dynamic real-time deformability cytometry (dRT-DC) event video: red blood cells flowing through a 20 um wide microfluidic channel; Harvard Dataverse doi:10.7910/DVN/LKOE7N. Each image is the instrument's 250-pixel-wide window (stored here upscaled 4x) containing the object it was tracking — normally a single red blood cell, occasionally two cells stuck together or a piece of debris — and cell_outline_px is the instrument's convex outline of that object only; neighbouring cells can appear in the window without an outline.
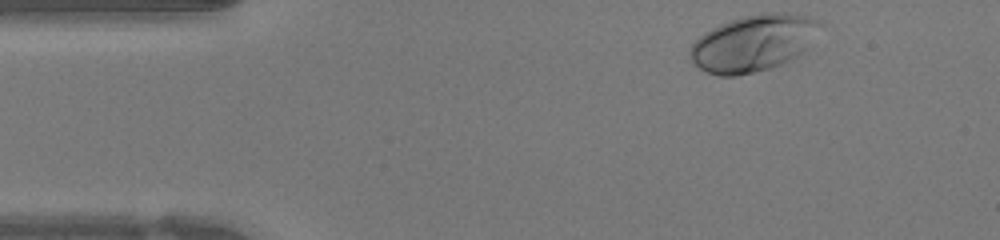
{"species": "human", "species_latin": "Homo sapiens", "temperature_condition": "warm", "stored_images_in_passage": 36, "camera_frame_rate_fps": 3000, "um_per_image_px": 0.085, "donor": {"sex": "female"}, "frame": {"image": 1, "passage_image": 1, "time_ms": 0.0, "image_size_px": [1000, 240], "cell_outline_px": [[824, 24], [804, 48], [792, 60], [768, 68], [736, 76], [720, 76], [708, 72], [700, 68], [688, 56], [688, 48], [704, 32], [720, 24], [744, 16], [760, 12], [788, 12], [820, 20]], "centroid_in_image_um": [64.01, 3.64], "position_along_channel_um": 21.0, "area_um2": 42.54}}
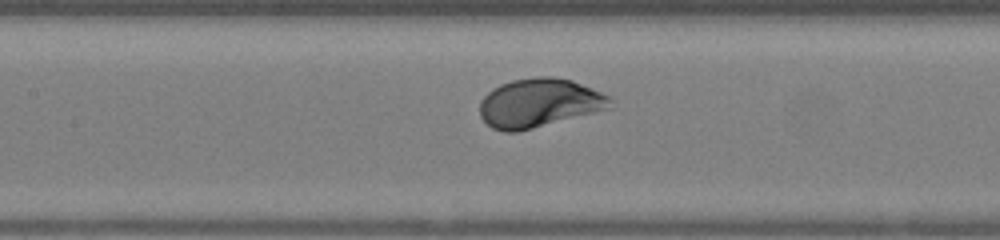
{"frame": {"image": 2, "passage_image": 16, "time_ms": 5.0, "image_size_px": [1000, 240], "cell_outline_px": [[612, 108], [516, 132], [504, 132], [492, 128], [480, 116], [480, 100], [492, 88], [500, 84], [512, 80], [536, 76], [552, 76], [572, 80], [612, 96]], "centroid_in_image_um": [45.84, 8.74], "position_along_channel_um": 161.6, "area_um2": 37.28}}
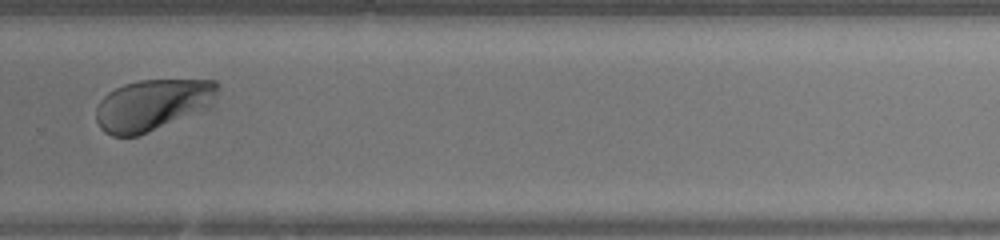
{"frame": {"image": 3, "passage_image": 27, "time_ms": 8.667, "image_size_px": [1000, 240], "cell_outline_px": [[220, 84], [216, 108], [140, 136], [112, 136], [104, 132], [100, 128], [96, 120], [96, 108], [100, 100], [108, 92], [124, 84], [140, 80], [216, 80]], "centroid_in_image_um": [13.1, 8.94], "position_along_channel_um": 316.7, "area_um2": 37.86}, "authors_computed_cell_mechanics": {"area_um2": 36.9342, "velocity_mm_per_s": 4.2405, "shape_relaxation_time_tau1_ms": 1.6055, "shape_relaxation_time_tau2_ms": null, "deformation_change_tau1": 0.1483, "deformation_change_tau2": null}}